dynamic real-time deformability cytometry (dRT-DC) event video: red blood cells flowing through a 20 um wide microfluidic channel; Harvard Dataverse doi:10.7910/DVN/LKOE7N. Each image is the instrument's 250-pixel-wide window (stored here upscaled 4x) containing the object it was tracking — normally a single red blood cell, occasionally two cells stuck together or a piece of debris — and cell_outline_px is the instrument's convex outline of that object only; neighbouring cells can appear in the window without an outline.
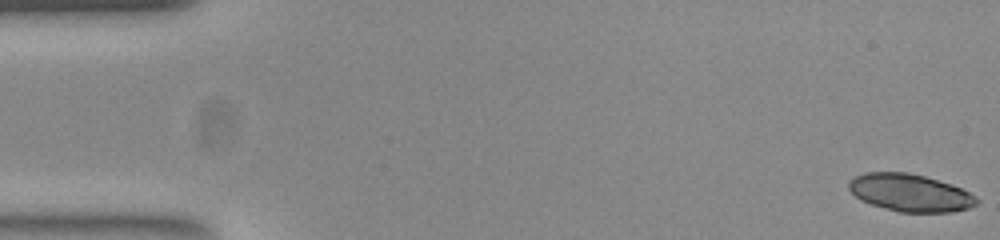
{"species": "common noctule bat (a hibernating species)", "species_latin": "Nyctalus noctula", "temperature_condition": "room temperature", "stored_images_in_passage": 52, "camera_frame_rate_fps": 3000, "um_per_image_px": 0.085, "animal": {"sex": "female", "body_mass_g": 23.0, "forearm_length_mm": 53.4}, "frame": {"image": 1, "passage_image": 1, "time_ms": 0.0, "image_size_px": [1000, 240], "cell_outline_px": [[980, 200], [976, 204], [968, 208], [952, 212], [900, 212], [872, 204], [860, 200], [848, 188], [848, 180], [864, 172], [908, 172], [924, 176], [952, 184], [976, 196]], "centroid_in_image_um": [77.35, 16.38], "position_along_channel_um": 7.6, "area_um2": 27.86}}
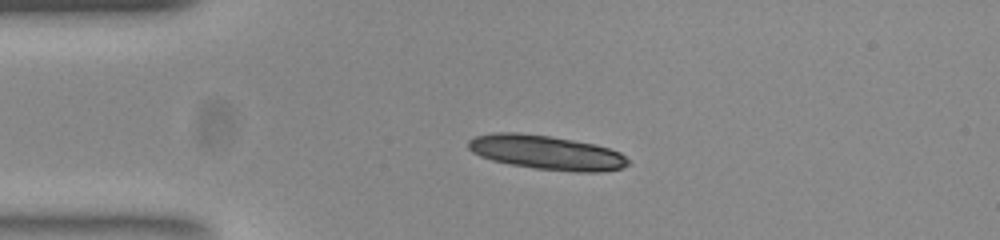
{"frame": {"image": 2, "passage_image": 12, "time_ms": 3.667, "image_size_px": [1000, 240], "cell_outline_px": [[632, 160], [624, 168], [600, 172], [580, 172], [536, 168], [512, 164], [492, 160], [480, 156], [472, 152], [468, 148], [468, 140], [476, 136], [496, 132], [516, 132], [548, 136], [596, 144], [620, 152]], "centroid_in_image_um": [46.49, 12.96], "position_along_channel_um": 38.5, "area_um2": 31.85}}